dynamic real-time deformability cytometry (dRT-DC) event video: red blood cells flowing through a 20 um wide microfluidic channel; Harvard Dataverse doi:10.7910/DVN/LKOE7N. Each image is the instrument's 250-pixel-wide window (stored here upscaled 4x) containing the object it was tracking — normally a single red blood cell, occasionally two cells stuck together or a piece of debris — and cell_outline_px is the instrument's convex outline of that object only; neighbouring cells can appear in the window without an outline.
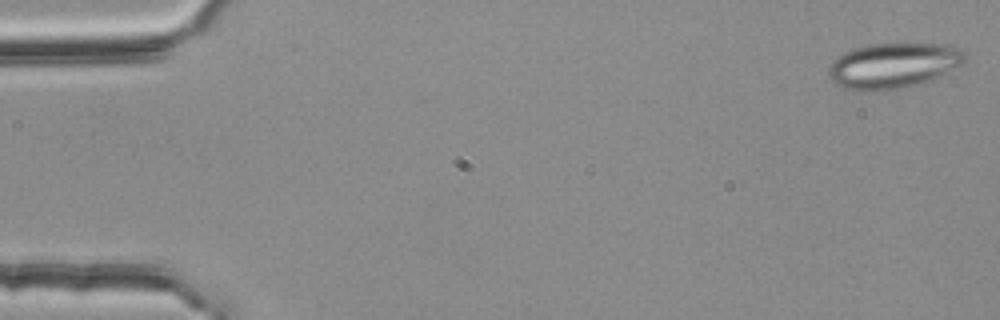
{"species": "common noctule bat (a hibernating species)", "species_latin": "Nyctalus noctula", "temperature_condition": "room temperature", "stored_images_in_passage": 54, "camera_frame_rate_fps": 3000, "um_per_image_px": 0.085, "animal": {"sex": "female", "body_mass_g": 25.1}, "frame": {"image": 1, "passage_image": 1, "time_ms": 0.0, "image_size_px": [1000, 320], "cell_outline_px": [[968, 60], [964, 64], [932, 80], [920, 84], [872, 92], [860, 92], [844, 88], [836, 84], [828, 76], [828, 68], [832, 60], [836, 56], [852, 48], [868, 44], [948, 44], [960, 48], [968, 56]], "centroid_in_image_um": [75.94, 5.57], "position_along_channel_um": 9.1, "area_um2": 36.76}}
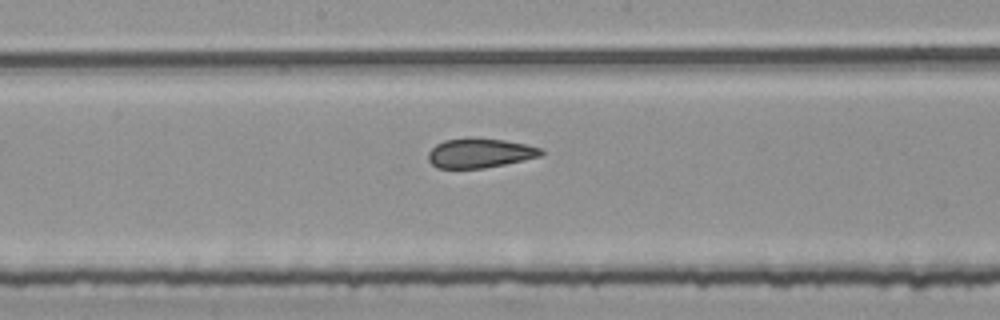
{"frame": {"image": 2, "passage_image": 28, "time_ms": 9.0, "image_size_px": [1000, 320], "cell_outline_px": [[544, 152], [540, 156], [524, 160], [484, 168], [436, 168], [428, 160], [428, 152], [436, 144], [444, 140], [468, 136], [472, 136], [504, 140], [528, 144], [544, 148]], "centroid_in_image_um": [40.79, 12.98], "position_along_channel_um": 207.4, "area_um2": 19.83}}
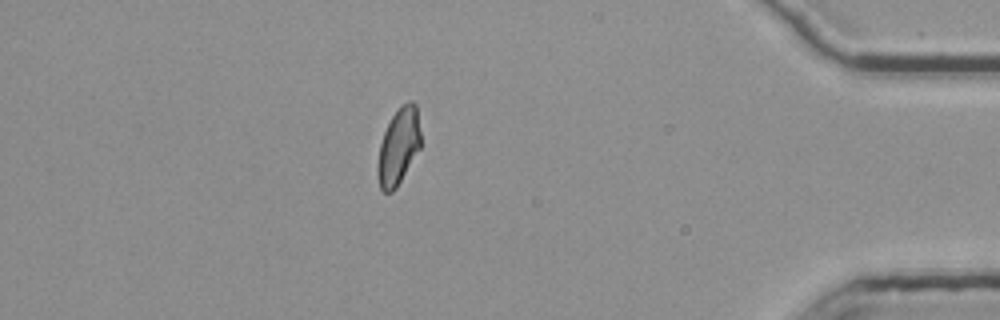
{"frame": {"image": 3, "passage_image": 47, "time_ms": 15.333, "image_size_px": [1000, 320], "cell_outline_px": [[420, 148], [396, 188], [392, 192], [384, 192], [380, 188], [376, 172], [376, 164], [380, 144], [384, 132], [392, 116], [408, 100], [412, 100], [416, 104], [420, 132]], "centroid_in_image_um": [33.85, 12.48], "position_along_channel_um": 401.3, "area_um2": 19.07}, "authors_computed_cell_mechanics": {"area_um2": 20.3167, "velocity_mm_per_s": 3.7805, "shape_relaxation_time_tau1_ms": null, "shape_relaxation_time_tau2_ms": 1.5138, "deformation_change_tau1": null, "deformation_change_tau2": 0.0901}}